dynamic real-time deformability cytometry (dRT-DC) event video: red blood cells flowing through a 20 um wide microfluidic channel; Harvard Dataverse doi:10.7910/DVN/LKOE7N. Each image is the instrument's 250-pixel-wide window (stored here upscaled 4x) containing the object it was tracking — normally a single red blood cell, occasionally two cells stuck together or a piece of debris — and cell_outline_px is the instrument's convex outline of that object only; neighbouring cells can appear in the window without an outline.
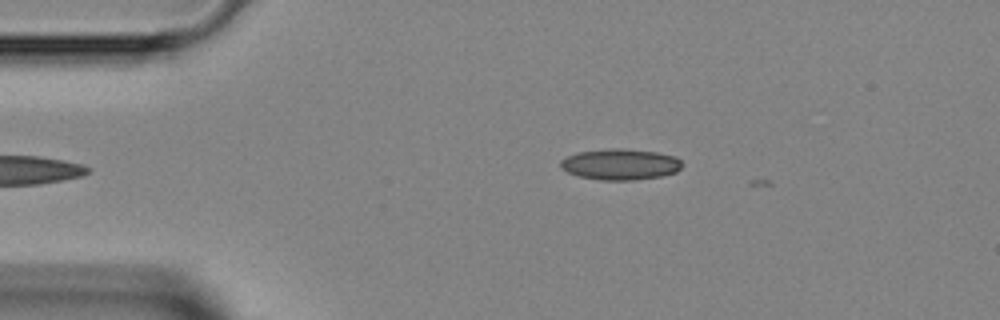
{"species": "Egyptian fruit bat (a non-hibernating species)", "species_latin": "Rousettus aegyptiacus", "temperature_condition": "room temperature", "stored_images_in_passage": 2, "camera_frame_rate_fps": 3000, "um_per_image_px": 0.085, "animal": {"sex": "female"}, "frame": {"image": 1, "passage_image": 1, "time_ms": 0.0, "image_size_px": [1000, 320], "cell_outline_px": [[684, 164], [676, 172], [660, 176], [632, 180], [600, 180], [580, 176], [568, 172], [560, 168], [560, 160], [576, 152], [608, 148], [624, 148], [656, 152], [676, 156]], "centroid_in_image_um": [52.72, 13.95], "position_along_channel_um": 32.3, "area_um2": 22.08}}